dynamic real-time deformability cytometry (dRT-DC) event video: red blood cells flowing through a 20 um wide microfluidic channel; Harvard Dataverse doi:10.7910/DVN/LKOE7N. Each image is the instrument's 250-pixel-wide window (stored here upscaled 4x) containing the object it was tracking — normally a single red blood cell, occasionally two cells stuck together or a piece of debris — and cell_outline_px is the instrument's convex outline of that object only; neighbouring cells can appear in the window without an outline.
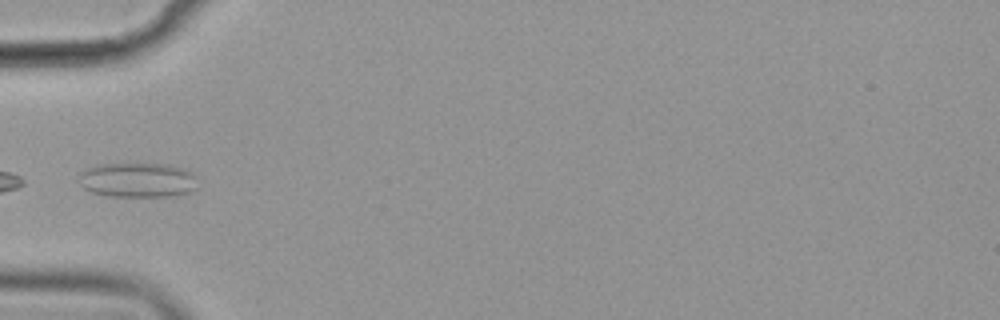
{"species": "common noctule bat (a hibernating species)", "species_latin": "Nyctalus noctula", "temperature_condition": "cold", "stored_images_in_passage": 36, "camera_frame_rate_fps": 3000, "um_per_image_px": 0.085, "animal": {"sex": "female", "body_mass_g": 19.9}, "frame": {"image": 1, "passage_image": 1, "time_ms": 0.0, "image_size_px": [1000, 320], "cell_outline_px": [[196, 188], [192, 192], [172, 196], [108, 196], [92, 192], [84, 188], [80, 184], [80, 172], [84, 168], [96, 164], [168, 164], [192, 172], [196, 176]], "centroid_in_image_um": [11.69, 15.3], "position_along_channel_um": 73.3, "area_um2": 24.16}}
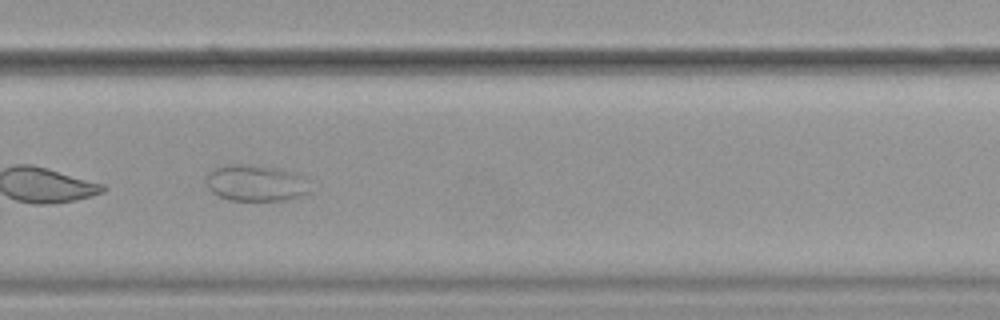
{"frame": {"image": 2, "passage_image": 21, "time_ms": 6.667, "image_size_px": [1000, 320], "cell_outline_px": [[312, 192], [288, 200], [228, 200], [212, 192], [208, 188], [204, 180], [208, 172], [216, 168], [228, 164], [252, 164], [276, 168], [292, 172], [304, 176]], "centroid_in_image_um": [21.74, 15.55], "position_along_channel_um": 308.1, "area_um2": 22.25}}